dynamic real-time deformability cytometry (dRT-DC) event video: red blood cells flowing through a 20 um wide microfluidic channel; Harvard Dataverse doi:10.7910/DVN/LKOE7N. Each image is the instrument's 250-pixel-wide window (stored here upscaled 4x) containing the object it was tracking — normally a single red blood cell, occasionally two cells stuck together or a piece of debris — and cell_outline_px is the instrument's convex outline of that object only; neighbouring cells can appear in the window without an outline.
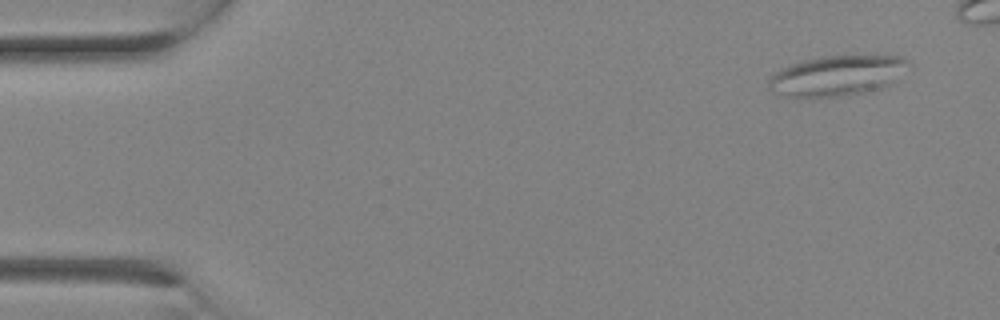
{"species": "Egyptian fruit bat (a non-hibernating species)", "species_latin": "Rousettus aegyptiacus", "temperature_condition": "room temperature", "stored_images_in_passage": 6, "camera_frame_rate_fps": 3000, "um_per_image_px": 0.085, "animal": {"sex": "female"}, "frame": {"image": 1, "passage_image": 1, "time_ms": 0.0, "image_size_px": [1000, 320], "cell_outline_px": [[912, 64], [892, 84], [884, 88], [848, 96], [780, 96], [772, 92], [768, 88], [768, 80], [776, 72], [792, 64], [804, 60], [820, 56], [904, 56]], "centroid_in_image_um": [71.21, 6.43], "position_along_channel_um": 13.8, "area_um2": 33.0}}